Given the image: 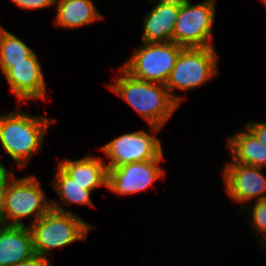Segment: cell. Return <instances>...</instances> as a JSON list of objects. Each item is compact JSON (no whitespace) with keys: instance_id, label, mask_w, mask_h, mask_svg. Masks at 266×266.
<instances>
[{"instance_id":"1","label":"cell","mask_w":266,"mask_h":266,"mask_svg":"<svg viewBox=\"0 0 266 266\" xmlns=\"http://www.w3.org/2000/svg\"><path fill=\"white\" fill-rule=\"evenodd\" d=\"M119 77L114 84L106 85L114 94L122 98L145 121L152 126L162 128L179 107L161 83L148 82L134 78L121 66Z\"/></svg>"},{"instance_id":"2","label":"cell","mask_w":266,"mask_h":266,"mask_svg":"<svg viewBox=\"0 0 266 266\" xmlns=\"http://www.w3.org/2000/svg\"><path fill=\"white\" fill-rule=\"evenodd\" d=\"M18 107L0 115V143L21 169L27 166L35 153L42 150V140L48 126L55 123L56 119L33 116Z\"/></svg>"},{"instance_id":"3","label":"cell","mask_w":266,"mask_h":266,"mask_svg":"<svg viewBox=\"0 0 266 266\" xmlns=\"http://www.w3.org/2000/svg\"><path fill=\"white\" fill-rule=\"evenodd\" d=\"M51 209L29 225L35 254L52 258V249L68 246L75 241H86L88 232L95 226L66 210L58 200H50ZM51 251V252H50Z\"/></svg>"},{"instance_id":"4","label":"cell","mask_w":266,"mask_h":266,"mask_svg":"<svg viewBox=\"0 0 266 266\" xmlns=\"http://www.w3.org/2000/svg\"><path fill=\"white\" fill-rule=\"evenodd\" d=\"M51 209L41 183L35 175L12 177L5 188L1 224L8 226H26L23 219L28 216L30 225Z\"/></svg>"},{"instance_id":"5","label":"cell","mask_w":266,"mask_h":266,"mask_svg":"<svg viewBox=\"0 0 266 266\" xmlns=\"http://www.w3.org/2000/svg\"><path fill=\"white\" fill-rule=\"evenodd\" d=\"M218 62L219 57L213 47L183 48L165 84L169 94L180 105L184 98L174 91L197 89L213 80L218 75Z\"/></svg>"},{"instance_id":"6","label":"cell","mask_w":266,"mask_h":266,"mask_svg":"<svg viewBox=\"0 0 266 266\" xmlns=\"http://www.w3.org/2000/svg\"><path fill=\"white\" fill-rule=\"evenodd\" d=\"M141 44L121 67L134 78L165 85L184 47L173 41Z\"/></svg>"},{"instance_id":"7","label":"cell","mask_w":266,"mask_h":266,"mask_svg":"<svg viewBox=\"0 0 266 266\" xmlns=\"http://www.w3.org/2000/svg\"><path fill=\"white\" fill-rule=\"evenodd\" d=\"M216 0H204L192 4L180 0V9L173 30V42L188 47H213Z\"/></svg>"},{"instance_id":"8","label":"cell","mask_w":266,"mask_h":266,"mask_svg":"<svg viewBox=\"0 0 266 266\" xmlns=\"http://www.w3.org/2000/svg\"><path fill=\"white\" fill-rule=\"evenodd\" d=\"M150 134L145 130L123 133L100 147L108 158L107 169L124 164L159 159L163 155L160 140L155 137L161 128L149 125Z\"/></svg>"},{"instance_id":"9","label":"cell","mask_w":266,"mask_h":266,"mask_svg":"<svg viewBox=\"0 0 266 266\" xmlns=\"http://www.w3.org/2000/svg\"><path fill=\"white\" fill-rule=\"evenodd\" d=\"M221 174L225 194L232 202H238L243 211H247L244 203H251L253 199H266V176L262 173V168L233 163L230 160L225 163Z\"/></svg>"},{"instance_id":"10","label":"cell","mask_w":266,"mask_h":266,"mask_svg":"<svg viewBox=\"0 0 266 266\" xmlns=\"http://www.w3.org/2000/svg\"><path fill=\"white\" fill-rule=\"evenodd\" d=\"M164 159L132 162L108 170L107 188L117 195H132L146 191L157 179H162L165 171L160 167ZM162 176V177H161Z\"/></svg>"},{"instance_id":"11","label":"cell","mask_w":266,"mask_h":266,"mask_svg":"<svg viewBox=\"0 0 266 266\" xmlns=\"http://www.w3.org/2000/svg\"><path fill=\"white\" fill-rule=\"evenodd\" d=\"M38 59L34 52L28 57V62L11 64V68L4 74L10 91L21 104L27 103V100L46 99V82Z\"/></svg>"},{"instance_id":"12","label":"cell","mask_w":266,"mask_h":266,"mask_svg":"<svg viewBox=\"0 0 266 266\" xmlns=\"http://www.w3.org/2000/svg\"><path fill=\"white\" fill-rule=\"evenodd\" d=\"M156 2L157 0H149ZM180 9V0H158L143 17L142 42L173 41V30Z\"/></svg>"},{"instance_id":"13","label":"cell","mask_w":266,"mask_h":266,"mask_svg":"<svg viewBox=\"0 0 266 266\" xmlns=\"http://www.w3.org/2000/svg\"><path fill=\"white\" fill-rule=\"evenodd\" d=\"M34 254L33 236L29 225L0 224V266H15Z\"/></svg>"},{"instance_id":"14","label":"cell","mask_w":266,"mask_h":266,"mask_svg":"<svg viewBox=\"0 0 266 266\" xmlns=\"http://www.w3.org/2000/svg\"><path fill=\"white\" fill-rule=\"evenodd\" d=\"M103 159L86 154L77 160L63 159L59 166L85 189L93 191L97 187H106L108 181V169Z\"/></svg>"},{"instance_id":"15","label":"cell","mask_w":266,"mask_h":266,"mask_svg":"<svg viewBox=\"0 0 266 266\" xmlns=\"http://www.w3.org/2000/svg\"><path fill=\"white\" fill-rule=\"evenodd\" d=\"M54 24L65 29L81 28L104 19L92 0H56Z\"/></svg>"},{"instance_id":"16","label":"cell","mask_w":266,"mask_h":266,"mask_svg":"<svg viewBox=\"0 0 266 266\" xmlns=\"http://www.w3.org/2000/svg\"><path fill=\"white\" fill-rule=\"evenodd\" d=\"M234 135L226 138V147L231 154L233 163L266 167V147L255 137V135L246 127Z\"/></svg>"},{"instance_id":"17","label":"cell","mask_w":266,"mask_h":266,"mask_svg":"<svg viewBox=\"0 0 266 266\" xmlns=\"http://www.w3.org/2000/svg\"><path fill=\"white\" fill-rule=\"evenodd\" d=\"M51 185L60 197V200L63 201V205L75 204L94 208L90 197L92 191L76 183L59 165L56 168Z\"/></svg>"},{"instance_id":"18","label":"cell","mask_w":266,"mask_h":266,"mask_svg":"<svg viewBox=\"0 0 266 266\" xmlns=\"http://www.w3.org/2000/svg\"><path fill=\"white\" fill-rule=\"evenodd\" d=\"M34 51L18 36L2 27L0 29V68L3 75L11 68V64L28 62Z\"/></svg>"},{"instance_id":"19","label":"cell","mask_w":266,"mask_h":266,"mask_svg":"<svg viewBox=\"0 0 266 266\" xmlns=\"http://www.w3.org/2000/svg\"><path fill=\"white\" fill-rule=\"evenodd\" d=\"M253 207L250 208V213L247 215L244 214L243 217H246L248 224L252 227V232H256L259 242L266 237V199L261 201H253ZM248 216V218H247ZM254 230V231H253ZM259 232V233H258ZM263 236V237H262Z\"/></svg>"},{"instance_id":"20","label":"cell","mask_w":266,"mask_h":266,"mask_svg":"<svg viewBox=\"0 0 266 266\" xmlns=\"http://www.w3.org/2000/svg\"><path fill=\"white\" fill-rule=\"evenodd\" d=\"M12 3L24 10H41L55 6L56 0H11Z\"/></svg>"},{"instance_id":"21","label":"cell","mask_w":266,"mask_h":266,"mask_svg":"<svg viewBox=\"0 0 266 266\" xmlns=\"http://www.w3.org/2000/svg\"><path fill=\"white\" fill-rule=\"evenodd\" d=\"M13 170L7 169L4 163L0 160V224H1V213L4 203V192L8 184V181L14 176Z\"/></svg>"},{"instance_id":"22","label":"cell","mask_w":266,"mask_h":266,"mask_svg":"<svg viewBox=\"0 0 266 266\" xmlns=\"http://www.w3.org/2000/svg\"><path fill=\"white\" fill-rule=\"evenodd\" d=\"M245 126L255 135V137L266 147V121H251Z\"/></svg>"},{"instance_id":"23","label":"cell","mask_w":266,"mask_h":266,"mask_svg":"<svg viewBox=\"0 0 266 266\" xmlns=\"http://www.w3.org/2000/svg\"><path fill=\"white\" fill-rule=\"evenodd\" d=\"M50 258L43 257L39 254H34L30 258L18 263L15 266H51Z\"/></svg>"},{"instance_id":"24","label":"cell","mask_w":266,"mask_h":266,"mask_svg":"<svg viewBox=\"0 0 266 266\" xmlns=\"http://www.w3.org/2000/svg\"><path fill=\"white\" fill-rule=\"evenodd\" d=\"M263 240H264V241H263ZM261 242L264 243L262 247H264V246L266 247V237L263 238L262 241H260V243H261ZM265 250H266V248H265Z\"/></svg>"},{"instance_id":"25","label":"cell","mask_w":266,"mask_h":266,"mask_svg":"<svg viewBox=\"0 0 266 266\" xmlns=\"http://www.w3.org/2000/svg\"><path fill=\"white\" fill-rule=\"evenodd\" d=\"M266 7V0H259Z\"/></svg>"}]
</instances>
